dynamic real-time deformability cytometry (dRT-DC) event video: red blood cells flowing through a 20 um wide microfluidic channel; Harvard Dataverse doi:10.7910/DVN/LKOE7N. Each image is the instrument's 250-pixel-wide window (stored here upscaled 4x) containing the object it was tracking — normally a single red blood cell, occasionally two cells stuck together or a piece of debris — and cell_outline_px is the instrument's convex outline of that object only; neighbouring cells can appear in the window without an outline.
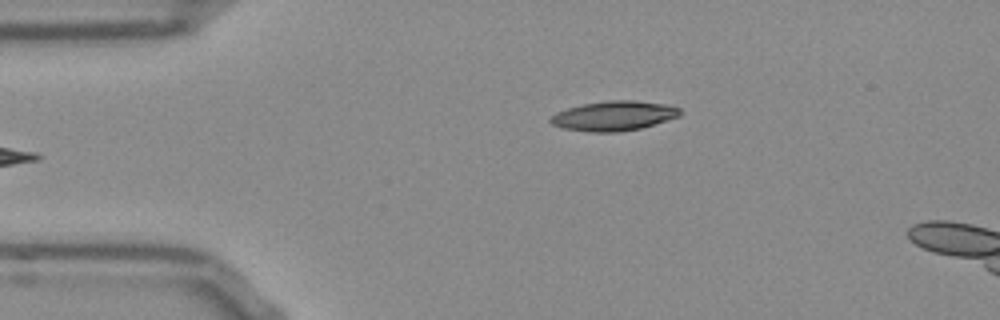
{"species": "Egyptian fruit bat (a non-hibernating species)", "species_latin": "Rousettus aegyptiacus", "temperature_condition": "room temperature", "stored_images_in_passage": 37, "camera_frame_rate_fps": 3000, "um_per_image_px": 0.085, "frame": {"image": 1, "passage_image": 1, "time_ms": 0.0, "image_size_px": [1000, 320], "cell_outline_px": [[680, 116], [640, 128], [616, 132], [588, 132], [564, 128], [552, 124], [548, 120], [556, 112], [568, 108], [584, 104], [608, 100], [636, 100], [664, 104], [680, 108]], "centroid_in_image_um": [52.16, 9.84], "position_along_channel_um": 32.8, "area_um2": 22.2}}
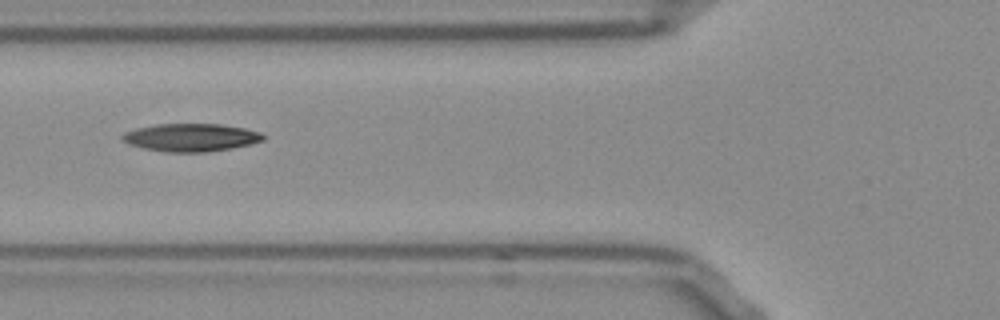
{"frame": {"image": 2, "passage_image": 10, "time_ms": 3.0, "image_size_px": [1000, 320], "cell_outline_px": [[264, 140], [232, 148], [204, 152], [168, 152], [144, 148], [128, 144], [120, 140], [120, 136], [124, 132], [136, 128], [156, 124], [220, 124], [244, 128], [260, 132], [264, 136]], "centroid_in_image_um": [16.18, 11.68], "position_along_channel_um": 109.6, "area_um2": 22.83}}
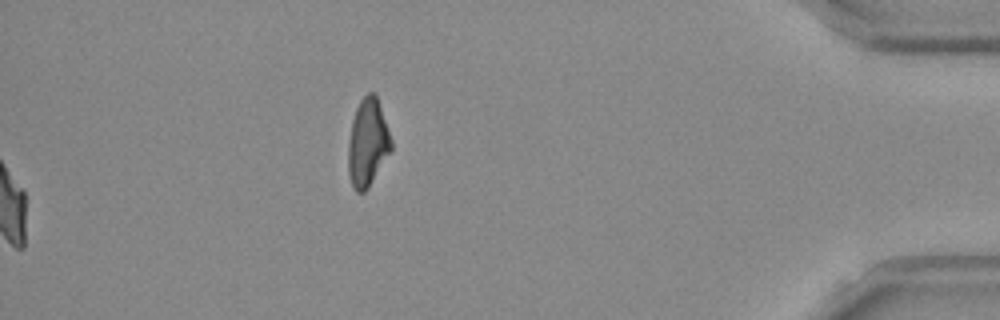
{"frame": {"image": 3, "passage_image": 37, "time_ms": 12.0, "image_size_px": [1000, 320], "cell_outline_px": [[392, 148], [368, 188], [364, 192], [356, 192], [352, 188], [348, 172], [348, 140], [352, 120], [356, 108], [360, 100], [368, 92], [372, 92], [376, 96], [392, 140]], "centroid_in_image_um": [31.22, 12.16], "position_along_channel_um": 404.0, "area_um2": 21.79}, "authors_computed_cell_mechanics": {"area_um2": 22.3108, "velocity_mm_per_s": 3.8297, "shape_relaxation_time_tau1_ms": 8.6943, "shape_relaxation_time_tau2_ms": null, "deformation_change_tau1": 0.2249, "deformation_change_tau2": null}}